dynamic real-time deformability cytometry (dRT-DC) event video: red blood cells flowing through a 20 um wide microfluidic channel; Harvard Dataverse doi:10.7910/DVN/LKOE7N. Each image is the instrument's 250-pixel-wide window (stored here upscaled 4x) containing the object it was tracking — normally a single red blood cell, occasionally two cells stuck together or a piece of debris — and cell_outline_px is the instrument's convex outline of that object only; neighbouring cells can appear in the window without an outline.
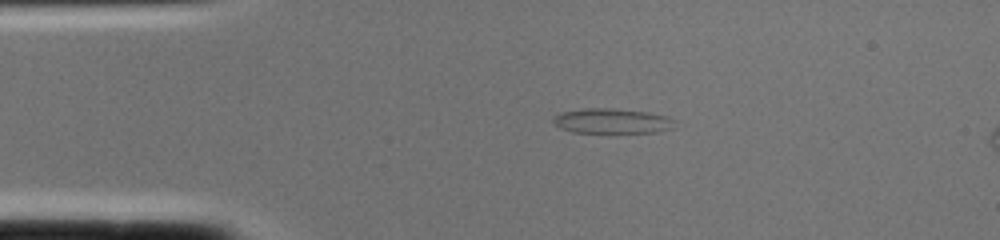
{"species": "common noctule bat (a hibernating species)", "species_latin": "Nyctalus noctula", "temperature_condition": "cold", "stored_images_in_passage": 2, "camera_frame_rate_fps": 3000, "um_per_image_px": 0.085, "animal": {"sex": "female", "body_mass_g": 22.0, "forearm_length_mm": 56.7}, "frame": {"image": 1, "passage_image": 1, "time_ms": 0.0, "image_size_px": [1000, 240], "cell_outline_px": [[676, 120], [672, 128], [656, 132], [572, 132], [560, 128], [552, 120], [552, 116], [564, 112], [584, 108], [608, 108], [648, 112], [668, 116]], "centroid_in_image_um": [52.03, 10.28], "position_along_channel_um": 33.0, "area_um2": 17.57}}